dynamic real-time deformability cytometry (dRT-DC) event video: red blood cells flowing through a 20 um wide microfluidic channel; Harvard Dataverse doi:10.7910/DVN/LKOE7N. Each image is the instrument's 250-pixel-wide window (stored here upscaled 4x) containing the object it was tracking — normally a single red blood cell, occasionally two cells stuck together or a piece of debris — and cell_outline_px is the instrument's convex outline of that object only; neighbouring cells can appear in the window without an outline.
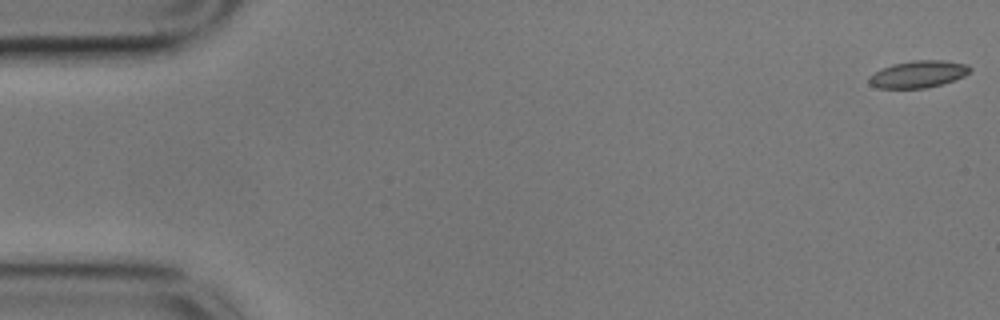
{"species": "common noctule bat (a hibernating species)", "species_latin": "Nyctalus noctula", "temperature_condition": "cold", "stored_images_in_passage": 57, "camera_frame_rate_fps": 3000, "um_per_image_px": 0.085, "animal": {"sex": "male", "body_mass_g": 17.9}, "frame": {"image": 1, "passage_image": 1, "time_ms": 0.0, "image_size_px": [1000, 320], "cell_outline_px": [[972, 68], [964, 76], [940, 84], [924, 88], [876, 88], [868, 84], [868, 76], [892, 64], [912, 60], [944, 60], [968, 64]], "centroid_in_image_um": [78.03, 6.3], "position_along_channel_um": 7.0, "area_um2": 15.84}}
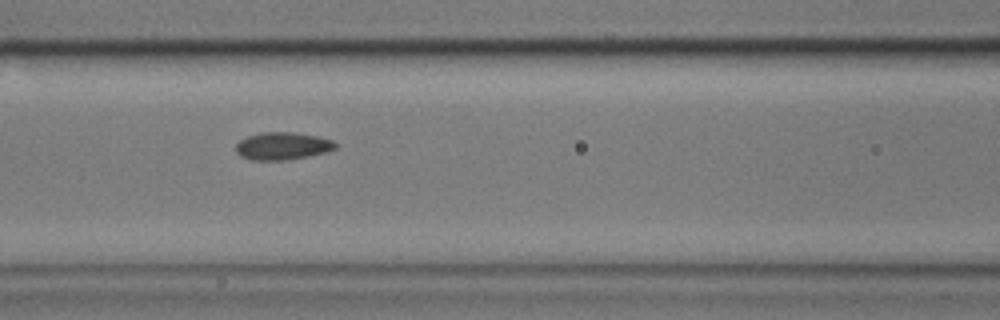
{"frame": {"image": 2, "passage_image": 24, "time_ms": 7.667, "image_size_px": [1000, 320], "cell_outline_px": [[340, 144], [336, 148], [324, 152], [308, 156], [284, 160], [252, 160], [240, 156], [236, 152], [236, 144], [240, 140], [248, 136], [260, 132], [292, 132], [316, 136], [332, 140]], "centroid_in_image_um": [24.0, 12.41], "position_along_channel_um": 142.6, "area_um2": 15.95}}
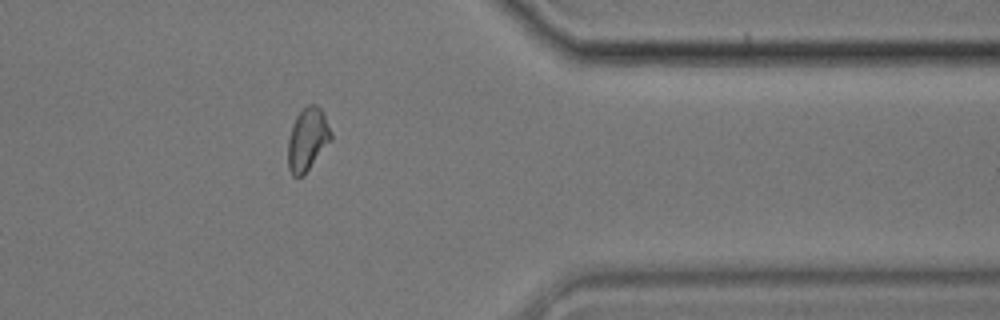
{"frame": {"image": 3, "passage_image": 46, "time_ms": 15.0, "image_size_px": [1000, 320], "cell_outline_px": [[332, 140], [304, 176], [292, 176], [288, 168], [288, 140], [292, 124], [296, 116], [308, 104], [316, 104], [324, 112], [332, 132]], "centroid_in_image_um": [26.16, 11.85], "position_along_channel_um": 385.2, "area_um2": 16.07}, "authors_computed_cell_mechanics": {"area_um2": 15.8372, "velocity_mm_per_s": 3.5266, "shape_relaxation_time_tau1_ms": 5.9794, "shape_relaxation_time_tau2_ms": 2.3596, "deformation_change_tau1": 0.1144, "deformation_change_tau2": 0.058}}